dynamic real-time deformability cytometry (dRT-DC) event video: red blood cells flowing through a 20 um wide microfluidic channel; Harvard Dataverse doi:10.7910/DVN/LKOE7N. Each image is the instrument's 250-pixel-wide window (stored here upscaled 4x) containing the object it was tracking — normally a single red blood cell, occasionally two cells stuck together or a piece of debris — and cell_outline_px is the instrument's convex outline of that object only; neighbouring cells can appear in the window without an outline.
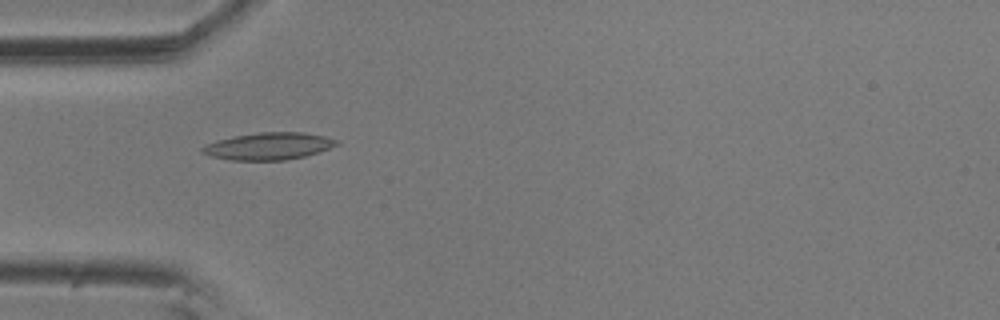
{"species": "common noctule bat (a hibernating species)", "species_latin": "Nyctalus noctula", "temperature_condition": "room temperature", "stored_images_in_passage": 5, "camera_frame_rate_fps": 3000, "um_per_image_px": 0.085, "animal": {"sex": "male", "body_mass_g": 20.5, "forearm_length_mm": 52.5}, "frame": {"image": 1, "passage_image": 4, "time_ms": 1.0, "image_size_px": [1000, 320], "cell_outline_px": [[340, 144], [304, 156], [284, 160], [228, 160], [208, 156], [200, 152], [200, 148], [204, 144], [216, 140], [232, 136], [260, 132], [304, 132], [324, 136], [340, 140]], "centroid_in_image_um": [22.76, 12.42], "position_along_channel_um": 62.2, "area_um2": 21.44}}
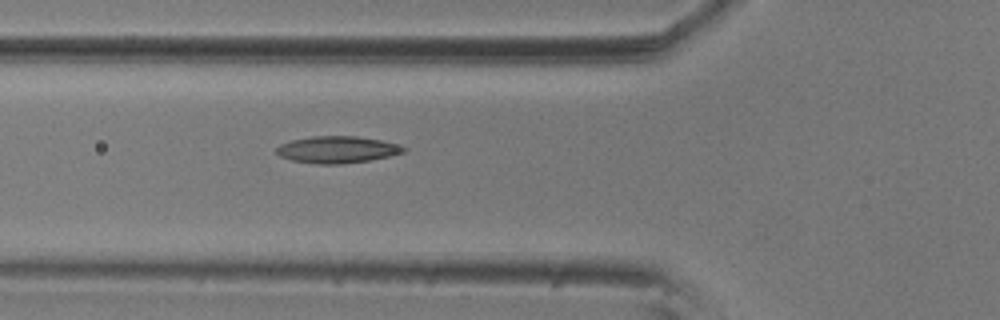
{"frame": {"image": 2, "passage_image": 5, "time_ms": 1.333, "image_size_px": [1000, 320], "cell_outline_px": [[408, 148], [404, 152], [388, 156], [368, 160], [340, 164], [320, 164], [292, 160], [280, 156], [276, 152], [276, 148], [280, 144], [292, 140], [312, 136], [356, 136], [380, 140], [396, 144]], "centroid_in_image_um": [28.65, 12.71], "position_along_channel_um": 97.2, "area_um2": 19.65}}